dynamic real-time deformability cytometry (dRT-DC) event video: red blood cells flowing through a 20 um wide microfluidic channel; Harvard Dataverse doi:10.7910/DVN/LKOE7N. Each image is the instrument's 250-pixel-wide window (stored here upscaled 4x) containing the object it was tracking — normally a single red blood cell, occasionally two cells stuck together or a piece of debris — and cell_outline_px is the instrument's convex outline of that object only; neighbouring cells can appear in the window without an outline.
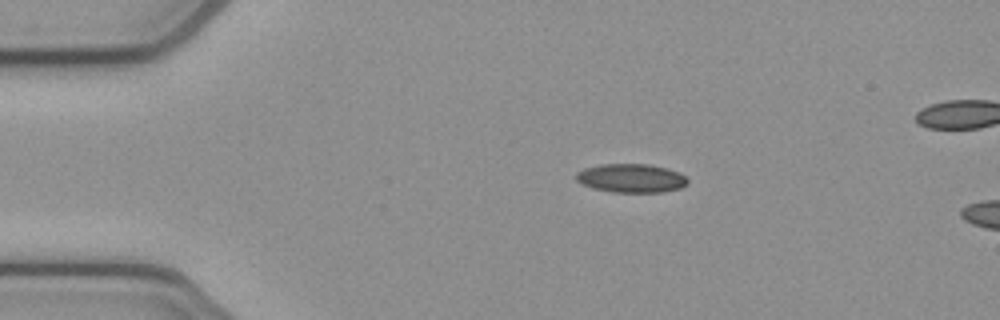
{"species": "common noctule bat (a hibernating species)", "species_latin": "Nyctalus noctula", "temperature_condition": "cold", "stored_images_in_passage": 5, "camera_frame_rate_fps": 3000, "um_per_image_px": 0.085, "animal": {"sex": "female", "body_mass_g": 21.9}, "frame": {"image": 1, "passage_image": 1, "time_ms": 0.0, "image_size_px": [1000, 320], "cell_outline_px": [[688, 184], [680, 188], [664, 192], [612, 192], [592, 188], [576, 180], [576, 172], [584, 168], [600, 164], [648, 164], [668, 168], [680, 172], [688, 180]], "centroid_in_image_um": [53.67, 15.14], "position_along_channel_um": 31.3, "area_um2": 18.79}}